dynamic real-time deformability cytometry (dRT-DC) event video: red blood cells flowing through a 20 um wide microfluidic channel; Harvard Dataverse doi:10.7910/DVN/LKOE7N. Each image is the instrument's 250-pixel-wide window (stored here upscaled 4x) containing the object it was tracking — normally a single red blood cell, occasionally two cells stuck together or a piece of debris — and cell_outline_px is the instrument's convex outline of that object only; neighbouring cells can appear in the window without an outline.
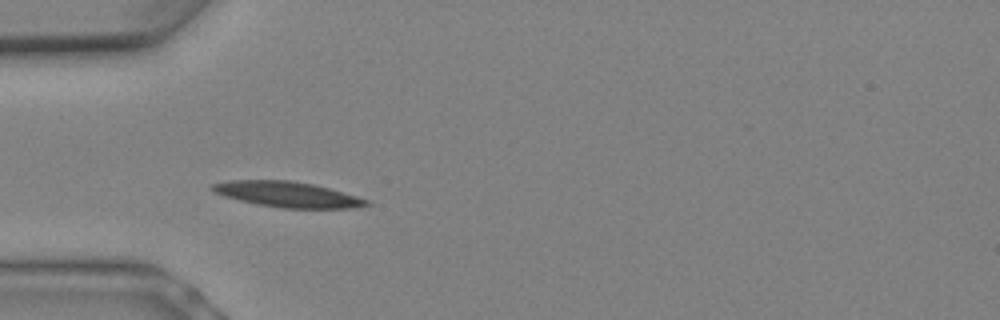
{"species": "Egyptian fruit bat (a non-hibernating species)", "species_latin": "Rousettus aegyptiacus", "temperature_condition": "warm", "stored_images_in_passage": 6, "camera_frame_rate_fps": 3000, "um_per_image_px": 0.085, "animal": {"sex": "female"}, "frame": {"image": 1, "passage_image": 2, "time_ms": 0.333, "image_size_px": [1000, 320], "cell_outline_px": [[372, 204], [352, 208], [284, 208], [256, 204], [224, 196], [208, 188], [212, 184], [228, 180], [292, 180], [312, 184], [328, 188], [372, 200]], "centroid_in_image_um": [24.46, 16.52], "position_along_channel_um": 60.5, "area_um2": 22.95}}
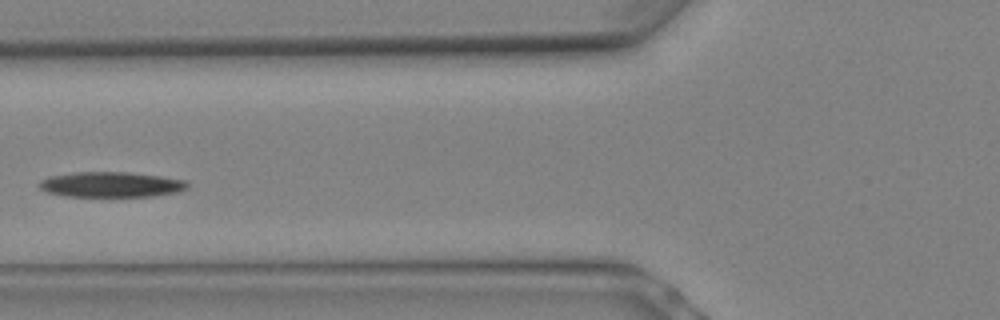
{"frame": {"image": 2, "passage_image": 4, "time_ms": 1.0, "image_size_px": [1000, 320], "cell_outline_px": [[188, 188], [180, 192], [152, 196], [64, 196], [48, 192], [40, 188], [40, 180], [48, 176], [76, 172], [128, 172], [160, 176], [188, 180]], "centroid_in_image_um": [9.49, 15.68], "position_along_channel_um": 116.3, "area_um2": 21.91}}